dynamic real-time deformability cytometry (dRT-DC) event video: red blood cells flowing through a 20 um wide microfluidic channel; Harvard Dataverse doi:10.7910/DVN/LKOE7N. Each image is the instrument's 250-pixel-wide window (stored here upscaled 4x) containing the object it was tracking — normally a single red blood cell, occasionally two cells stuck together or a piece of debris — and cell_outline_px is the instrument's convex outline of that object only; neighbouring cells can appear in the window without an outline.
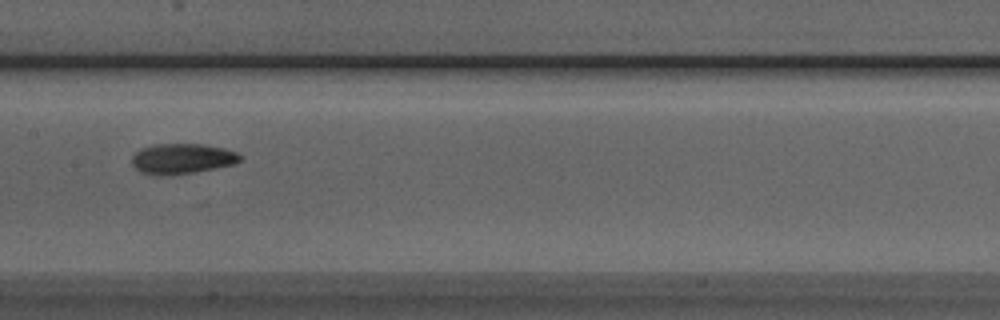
{"species": "Egyptian fruit bat (a non-hibernating species)", "species_latin": "Rousettus aegyptiacus", "temperature_condition": "room temperature", "stored_images_in_passage": 7, "camera_frame_rate_fps": 3000, "um_per_image_px": 0.085, "animal": {"sex": "male"}, "frame": {"image": 1, "passage_image": 5, "time_ms": 1.333, "image_size_px": [1000, 320], "cell_outline_px": [[240, 160], [236, 164], [216, 168], [168, 176], [156, 176], [140, 172], [132, 164], [132, 156], [140, 148], [156, 144], [204, 144], [224, 148], [236, 152], [240, 156]], "centroid_in_image_um": [15.45, 13.49], "position_along_channel_um": 191.9, "area_um2": 19.25}}
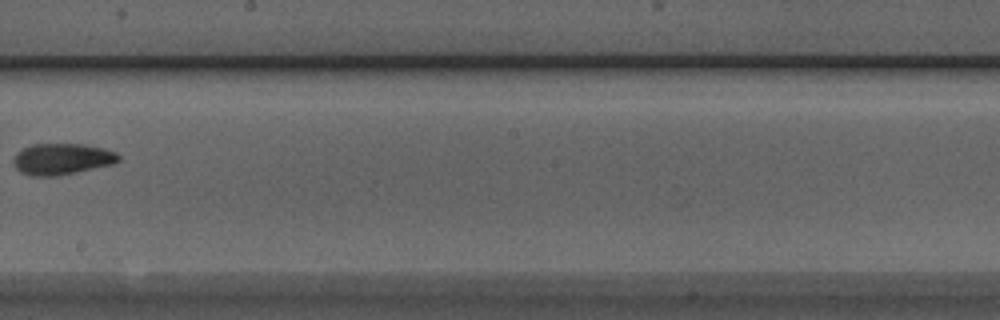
{"frame": {"image": 2, "passage_image": 6, "time_ms": 1.667, "image_size_px": [1000, 320], "cell_outline_px": [[120, 160], [112, 164], [52, 176], [32, 176], [20, 172], [16, 168], [12, 160], [16, 152], [32, 144], [84, 144], [104, 148], [116, 152], [120, 156]], "centroid_in_image_um": [5.24, 13.5], "position_along_channel_um": 243.0, "area_um2": 18.96}}
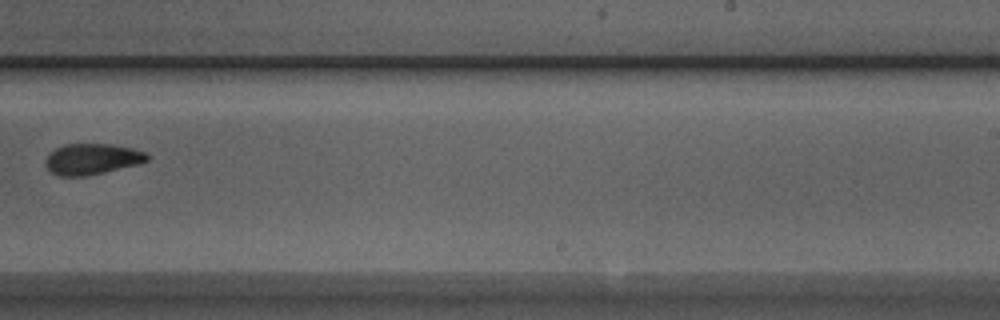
{"frame": {"image": 3, "passage_image": 7, "time_ms": 2.0, "image_size_px": [1000, 320], "cell_outline_px": [[148, 160], [136, 164], [88, 176], [60, 176], [52, 172], [44, 164], [44, 160], [56, 148], [64, 144], [112, 144], [132, 148], [144, 152], [148, 156]], "centroid_in_image_um": [7.79, 13.51], "position_along_channel_um": 281.2, "area_um2": 18.09}}